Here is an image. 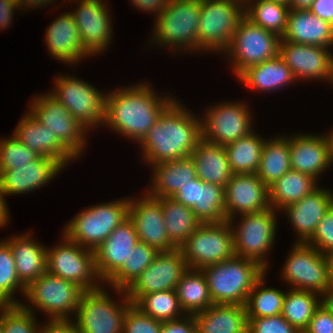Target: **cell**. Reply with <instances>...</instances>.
I'll list each match as a JSON object with an SVG mask.
<instances>
[{"instance_id": "6da1fadb", "label": "cell", "mask_w": 333, "mask_h": 333, "mask_svg": "<svg viewBox=\"0 0 333 333\" xmlns=\"http://www.w3.org/2000/svg\"><path fill=\"white\" fill-rule=\"evenodd\" d=\"M132 86L105 93L104 125L139 144L175 97L157 96L146 82Z\"/></svg>"}, {"instance_id": "7a4b0ae2", "label": "cell", "mask_w": 333, "mask_h": 333, "mask_svg": "<svg viewBox=\"0 0 333 333\" xmlns=\"http://www.w3.org/2000/svg\"><path fill=\"white\" fill-rule=\"evenodd\" d=\"M184 107L175 98L139 143L149 165L188 157L202 139L201 119Z\"/></svg>"}, {"instance_id": "3957f363", "label": "cell", "mask_w": 333, "mask_h": 333, "mask_svg": "<svg viewBox=\"0 0 333 333\" xmlns=\"http://www.w3.org/2000/svg\"><path fill=\"white\" fill-rule=\"evenodd\" d=\"M213 304L245 305L255 283L265 274L258 262L234 256L202 269Z\"/></svg>"}, {"instance_id": "277c9868", "label": "cell", "mask_w": 333, "mask_h": 333, "mask_svg": "<svg viewBox=\"0 0 333 333\" xmlns=\"http://www.w3.org/2000/svg\"><path fill=\"white\" fill-rule=\"evenodd\" d=\"M201 0H170L155 17L152 42L154 45L175 48L180 53L198 51V22ZM154 39V40H153Z\"/></svg>"}, {"instance_id": "5b68a950", "label": "cell", "mask_w": 333, "mask_h": 333, "mask_svg": "<svg viewBox=\"0 0 333 333\" xmlns=\"http://www.w3.org/2000/svg\"><path fill=\"white\" fill-rule=\"evenodd\" d=\"M129 198L88 207L75 215L63 233L80 246L95 250L128 217Z\"/></svg>"}, {"instance_id": "8992f818", "label": "cell", "mask_w": 333, "mask_h": 333, "mask_svg": "<svg viewBox=\"0 0 333 333\" xmlns=\"http://www.w3.org/2000/svg\"><path fill=\"white\" fill-rule=\"evenodd\" d=\"M85 291L77 284L45 272L25 290L24 297L28 305L20 303L26 310L33 313L35 308L49 316L50 320H70L72 312L77 313L81 295Z\"/></svg>"}, {"instance_id": "52a82bcc", "label": "cell", "mask_w": 333, "mask_h": 333, "mask_svg": "<svg viewBox=\"0 0 333 333\" xmlns=\"http://www.w3.org/2000/svg\"><path fill=\"white\" fill-rule=\"evenodd\" d=\"M106 291L102 286L96 290L85 291L81 295L74 317L81 333H122L125 315L133 304L126 290H113L122 295L120 304Z\"/></svg>"}, {"instance_id": "ba28073f", "label": "cell", "mask_w": 333, "mask_h": 333, "mask_svg": "<svg viewBox=\"0 0 333 333\" xmlns=\"http://www.w3.org/2000/svg\"><path fill=\"white\" fill-rule=\"evenodd\" d=\"M276 212L278 211L269 207L260 212L242 214L236 227L235 218L228 220L233 232L235 255L254 260L267 271L269 265L266 253L276 239Z\"/></svg>"}, {"instance_id": "9c48e42d", "label": "cell", "mask_w": 333, "mask_h": 333, "mask_svg": "<svg viewBox=\"0 0 333 333\" xmlns=\"http://www.w3.org/2000/svg\"><path fill=\"white\" fill-rule=\"evenodd\" d=\"M244 16V6L237 1L201 0L198 22L199 51L225 52Z\"/></svg>"}, {"instance_id": "30bf717a", "label": "cell", "mask_w": 333, "mask_h": 333, "mask_svg": "<svg viewBox=\"0 0 333 333\" xmlns=\"http://www.w3.org/2000/svg\"><path fill=\"white\" fill-rule=\"evenodd\" d=\"M61 239L62 243L46 249V271L79 285L84 291L102 287L104 283L96 271L94 251L80 246L64 233Z\"/></svg>"}, {"instance_id": "8fae6325", "label": "cell", "mask_w": 333, "mask_h": 333, "mask_svg": "<svg viewBox=\"0 0 333 333\" xmlns=\"http://www.w3.org/2000/svg\"><path fill=\"white\" fill-rule=\"evenodd\" d=\"M179 249L189 269L202 270L231 259L235 251L229 221L201 223Z\"/></svg>"}, {"instance_id": "7c38bea8", "label": "cell", "mask_w": 333, "mask_h": 333, "mask_svg": "<svg viewBox=\"0 0 333 333\" xmlns=\"http://www.w3.org/2000/svg\"><path fill=\"white\" fill-rule=\"evenodd\" d=\"M280 40L278 35L252 23L244 16L224 55L229 56L232 72L238 76L246 68L278 56Z\"/></svg>"}, {"instance_id": "4fadbf2b", "label": "cell", "mask_w": 333, "mask_h": 333, "mask_svg": "<svg viewBox=\"0 0 333 333\" xmlns=\"http://www.w3.org/2000/svg\"><path fill=\"white\" fill-rule=\"evenodd\" d=\"M52 95L87 129L98 128L105 120V97L100 90L84 80L72 76L55 77ZM101 124V125H100Z\"/></svg>"}, {"instance_id": "5bb4252c", "label": "cell", "mask_w": 333, "mask_h": 333, "mask_svg": "<svg viewBox=\"0 0 333 333\" xmlns=\"http://www.w3.org/2000/svg\"><path fill=\"white\" fill-rule=\"evenodd\" d=\"M281 273L291 289L324 293L332 284L327 256L315 247L294 243Z\"/></svg>"}, {"instance_id": "9a60e30c", "label": "cell", "mask_w": 333, "mask_h": 333, "mask_svg": "<svg viewBox=\"0 0 333 333\" xmlns=\"http://www.w3.org/2000/svg\"><path fill=\"white\" fill-rule=\"evenodd\" d=\"M30 109L28 111L31 115L40 124L48 127L76 159L82 155L88 129L74 118L62 103L49 93H40V96H35L30 102Z\"/></svg>"}, {"instance_id": "2e32d148", "label": "cell", "mask_w": 333, "mask_h": 333, "mask_svg": "<svg viewBox=\"0 0 333 333\" xmlns=\"http://www.w3.org/2000/svg\"><path fill=\"white\" fill-rule=\"evenodd\" d=\"M207 110L201 118L202 138L205 141L225 146L253 131V118L246 103L228 101Z\"/></svg>"}, {"instance_id": "e0dca14e", "label": "cell", "mask_w": 333, "mask_h": 333, "mask_svg": "<svg viewBox=\"0 0 333 333\" xmlns=\"http://www.w3.org/2000/svg\"><path fill=\"white\" fill-rule=\"evenodd\" d=\"M187 269L188 266L179 248L168 252H160L126 290L127 296L134 304L142 295L176 290L178 282Z\"/></svg>"}, {"instance_id": "ac0fdd59", "label": "cell", "mask_w": 333, "mask_h": 333, "mask_svg": "<svg viewBox=\"0 0 333 333\" xmlns=\"http://www.w3.org/2000/svg\"><path fill=\"white\" fill-rule=\"evenodd\" d=\"M72 1L80 4L71 13L78 27L82 47L90 56L103 53L108 49L113 34V24L107 4L104 0Z\"/></svg>"}, {"instance_id": "d6986e66", "label": "cell", "mask_w": 333, "mask_h": 333, "mask_svg": "<svg viewBox=\"0 0 333 333\" xmlns=\"http://www.w3.org/2000/svg\"><path fill=\"white\" fill-rule=\"evenodd\" d=\"M330 52V49L321 46L289 41H280L279 45V56L288 65L296 81L325 79L333 84V54Z\"/></svg>"}, {"instance_id": "ffe728a7", "label": "cell", "mask_w": 333, "mask_h": 333, "mask_svg": "<svg viewBox=\"0 0 333 333\" xmlns=\"http://www.w3.org/2000/svg\"><path fill=\"white\" fill-rule=\"evenodd\" d=\"M144 194L138 199L129 198L128 217L134 224L138 240L160 252L177 249L166 232L161 198Z\"/></svg>"}, {"instance_id": "44dd1931", "label": "cell", "mask_w": 333, "mask_h": 333, "mask_svg": "<svg viewBox=\"0 0 333 333\" xmlns=\"http://www.w3.org/2000/svg\"><path fill=\"white\" fill-rule=\"evenodd\" d=\"M224 192L226 220L271 207L268 187L256 173L233 174Z\"/></svg>"}, {"instance_id": "7402d4cb", "label": "cell", "mask_w": 333, "mask_h": 333, "mask_svg": "<svg viewBox=\"0 0 333 333\" xmlns=\"http://www.w3.org/2000/svg\"><path fill=\"white\" fill-rule=\"evenodd\" d=\"M291 169L310 175L318 180L332 161V147L328 133L313 135L297 134L288 137ZM328 167V168H327Z\"/></svg>"}, {"instance_id": "603a6c76", "label": "cell", "mask_w": 333, "mask_h": 333, "mask_svg": "<svg viewBox=\"0 0 333 333\" xmlns=\"http://www.w3.org/2000/svg\"><path fill=\"white\" fill-rule=\"evenodd\" d=\"M133 222L127 217L95 250L98 277L106 283L128 259L138 242Z\"/></svg>"}, {"instance_id": "cb8c5ba5", "label": "cell", "mask_w": 333, "mask_h": 333, "mask_svg": "<svg viewBox=\"0 0 333 333\" xmlns=\"http://www.w3.org/2000/svg\"><path fill=\"white\" fill-rule=\"evenodd\" d=\"M64 167L55 159L40 156L28 164L16 169L0 171V190L3 198L8 195L29 193L44 186L57 176Z\"/></svg>"}, {"instance_id": "d4e9b609", "label": "cell", "mask_w": 333, "mask_h": 333, "mask_svg": "<svg viewBox=\"0 0 333 333\" xmlns=\"http://www.w3.org/2000/svg\"><path fill=\"white\" fill-rule=\"evenodd\" d=\"M333 205V193L319 186L311 194L297 203L282 209L291 221L297 242L306 243L315 233L318 223L323 219L327 210Z\"/></svg>"}, {"instance_id": "484cf974", "label": "cell", "mask_w": 333, "mask_h": 333, "mask_svg": "<svg viewBox=\"0 0 333 333\" xmlns=\"http://www.w3.org/2000/svg\"><path fill=\"white\" fill-rule=\"evenodd\" d=\"M25 114L13 132L20 142L41 156L55 159L64 168L69 161H74L76 157L52 134L48 127L40 124L30 112Z\"/></svg>"}, {"instance_id": "4316f807", "label": "cell", "mask_w": 333, "mask_h": 333, "mask_svg": "<svg viewBox=\"0 0 333 333\" xmlns=\"http://www.w3.org/2000/svg\"><path fill=\"white\" fill-rule=\"evenodd\" d=\"M46 46L53 58L67 64H76L89 54L81 45L78 27L71 12L58 16L47 27Z\"/></svg>"}, {"instance_id": "83f0119b", "label": "cell", "mask_w": 333, "mask_h": 333, "mask_svg": "<svg viewBox=\"0 0 333 333\" xmlns=\"http://www.w3.org/2000/svg\"><path fill=\"white\" fill-rule=\"evenodd\" d=\"M280 41L330 48L333 25L309 10L289 9L286 31Z\"/></svg>"}, {"instance_id": "f1b7e54d", "label": "cell", "mask_w": 333, "mask_h": 333, "mask_svg": "<svg viewBox=\"0 0 333 333\" xmlns=\"http://www.w3.org/2000/svg\"><path fill=\"white\" fill-rule=\"evenodd\" d=\"M30 232L5 240L11 248L17 276L25 287L46 272L47 263V247L35 241Z\"/></svg>"}, {"instance_id": "f546056e", "label": "cell", "mask_w": 333, "mask_h": 333, "mask_svg": "<svg viewBox=\"0 0 333 333\" xmlns=\"http://www.w3.org/2000/svg\"><path fill=\"white\" fill-rule=\"evenodd\" d=\"M152 184L146 192L154 198L173 197L182 186L196 177L193 158L190 156L151 165Z\"/></svg>"}, {"instance_id": "4dcf8cb0", "label": "cell", "mask_w": 333, "mask_h": 333, "mask_svg": "<svg viewBox=\"0 0 333 333\" xmlns=\"http://www.w3.org/2000/svg\"><path fill=\"white\" fill-rule=\"evenodd\" d=\"M194 319L197 333H248L245 305L213 304Z\"/></svg>"}, {"instance_id": "1f68e13d", "label": "cell", "mask_w": 333, "mask_h": 333, "mask_svg": "<svg viewBox=\"0 0 333 333\" xmlns=\"http://www.w3.org/2000/svg\"><path fill=\"white\" fill-rule=\"evenodd\" d=\"M190 155L194 160L197 177L204 182L225 188L233 172L224 146L210 143L202 138Z\"/></svg>"}, {"instance_id": "d6a6232c", "label": "cell", "mask_w": 333, "mask_h": 333, "mask_svg": "<svg viewBox=\"0 0 333 333\" xmlns=\"http://www.w3.org/2000/svg\"><path fill=\"white\" fill-rule=\"evenodd\" d=\"M237 79L247 88L258 90L260 93L276 91L296 82L290 68L279 55L246 68Z\"/></svg>"}, {"instance_id": "836d02e7", "label": "cell", "mask_w": 333, "mask_h": 333, "mask_svg": "<svg viewBox=\"0 0 333 333\" xmlns=\"http://www.w3.org/2000/svg\"><path fill=\"white\" fill-rule=\"evenodd\" d=\"M317 188L315 178L291 169L268 187L270 206L281 212L283 208L297 203Z\"/></svg>"}, {"instance_id": "e575fe53", "label": "cell", "mask_w": 333, "mask_h": 333, "mask_svg": "<svg viewBox=\"0 0 333 333\" xmlns=\"http://www.w3.org/2000/svg\"><path fill=\"white\" fill-rule=\"evenodd\" d=\"M291 170L288 136H278L265 140L257 176L269 187Z\"/></svg>"}, {"instance_id": "d590c367", "label": "cell", "mask_w": 333, "mask_h": 333, "mask_svg": "<svg viewBox=\"0 0 333 333\" xmlns=\"http://www.w3.org/2000/svg\"><path fill=\"white\" fill-rule=\"evenodd\" d=\"M179 304L185 314H196L213 305L207 279L202 270L187 269L177 284Z\"/></svg>"}, {"instance_id": "8d00e7d4", "label": "cell", "mask_w": 333, "mask_h": 333, "mask_svg": "<svg viewBox=\"0 0 333 333\" xmlns=\"http://www.w3.org/2000/svg\"><path fill=\"white\" fill-rule=\"evenodd\" d=\"M161 207L167 235L170 241L180 248L201 222L191 208L172 197L161 198Z\"/></svg>"}, {"instance_id": "74e56055", "label": "cell", "mask_w": 333, "mask_h": 333, "mask_svg": "<svg viewBox=\"0 0 333 333\" xmlns=\"http://www.w3.org/2000/svg\"><path fill=\"white\" fill-rule=\"evenodd\" d=\"M265 139L252 131L247 136L225 145L233 174L256 173Z\"/></svg>"}, {"instance_id": "f35d334b", "label": "cell", "mask_w": 333, "mask_h": 333, "mask_svg": "<svg viewBox=\"0 0 333 333\" xmlns=\"http://www.w3.org/2000/svg\"><path fill=\"white\" fill-rule=\"evenodd\" d=\"M159 253L160 251L156 248L138 241L128 259L104 286L108 285L112 289L127 290Z\"/></svg>"}, {"instance_id": "ab89813d", "label": "cell", "mask_w": 333, "mask_h": 333, "mask_svg": "<svg viewBox=\"0 0 333 333\" xmlns=\"http://www.w3.org/2000/svg\"><path fill=\"white\" fill-rule=\"evenodd\" d=\"M288 13V5L269 0H250L244 6L246 18L280 38L286 31Z\"/></svg>"}, {"instance_id": "60d3db41", "label": "cell", "mask_w": 333, "mask_h": 333, "mask_svg": "<svg viewBox=\"0 0 333 333\" xmlns=\"http://www.w3.org/2000/svg\"><path fill=\"white\" fill-rule=\"evenodd\" d=\"M320 299V294L316 292L290 288L285 294L281 314L290 325L302 333L320 306Z\"/></svg>"}, {"instance_id": "b9f144b4", "label": "cell", "mask_w": 333, "mask_h": 333, "mask_svg": "<svg viewBox=\"0 0 333 333\" xmlns=\"http://www.w3.org/2000/svg\"><path fill=\"white\" fill-rule=\"evenodd\" d=\"M192 210L201 223H219L226 220L224 187L204 182L198 177L197 204Z\"/></svg>"}, {"instance_id": "7bdbcfd3", "label": "cell", "mask_w": 333, "mask_h": 333, "mask_svg": "<svg viewBox=\"0 0 333 333\" xmlns=\"http://www.w3.org/2000/svg\"><path fill=\"white\" fill-rule=\"evenodd\" d=\"M266 273L255 283L245 304L248 318L269 317L282 313L285 292L264 287Z\"/></svg>"}, {"instance_id": "ee69618b", "label": "cell", "mask_w": 333, "mask_h": 333, "mask_svg": "<svg viewBox=\"0 0 333 333\" xmlns=\"http://www.w3.org/2000/svg\"><path fill=\"white\" fill-rule=\"evenodd\" d=\"M133 305L142 313L160 321L178 319L184 316L181 314H185L179 304L176 290L142 295Z\"/></svg>"}, {"instance_id": "f6af8a7d", "label": "cell", "mask_w": 333, "mask_h": 333, "mask_svg": "<svg viewBox=\"0 0 333 333\" xmlns=\"http://www.w3.org/2000/svg\"><path fill=\"white\" fill-rule=\"evenodd\" d=\"M25 290L26 287L17 276L11 248L3 241L0 244V305H20L18 299L14 300V295L16 291L24 295Z\"/></svg>"}, {"instance_id": "bcb514c9", "label": "cell", "mask_w": 333, "mask_h": 333, "mask_svg": "<svg viewBox=\"0 0 333 333\" xmlns=\"http://www.w3.org/2000/svg\"><path fill=\"white\" fill-rule=\"evenodd\" d=\"M40 156L13 134L11 137L0 139V171L16 169L17 166L28 164Z\"/></svg>"}, {"instance_id": "7dc6e473", "label": "cell", "mask_w": 333, "mask_h": 333, "mask_svg": "<svg viewBox=\"0 0 333 333\" xmlns=\"http://www.w3.org/2000/svg\"><path fill=\"white\" fill-rule=\"evenodd\" d=\"M34 314L21 305H2L3 333H39Z\"/></svg>"}, {"instance_id": "c3c4849f", "label": "cell", "mask_w": 333, "mask_h": 333, "mask_svg": "<svg viewBox=\"0 0 333 333\" xmlns=\"http://www.w3.org/2000/svg\"><path fill=\"white\" fill-rule=\"evenodd\" d=\"M162 321L142 313L132 305L124 318L122 333H160Z\"/></svg>"}, {"instance_id": "681fc988", "label": "cell", "mask_w": 333, "mask_h": 333, "mask_svg": "<svg viewBox=\"0 0 333 333\" xmlns=\"http://www.w3.org/2000/svg\"><path fill=\"white\" fill-rule=\"evenodd\" d=\"M248 333H301L290 325L282 314L248 318Z\"/></svg>"}, {"instance_id": "f907efd6", "label": "cell", "mask_w": 333, "mask_h": 333, "mask_svg": "<svg viewBox=\"0 0 333 333\" xmlns=\"http://www.w3.org/2000/svg\"><path fill=\"white\" fill-rule=\"evenodd\" d=\"M306 243L324 255L333 250V205L327 210L318 223L315 233Z\"/></svg>"}, {"instance_id": "816d5d0a", "label": "cell", "mask_w": 333, "mask_h": 333, "mask_svg": "<svg viewBox=\"0 0 333 333\" xmlns=\"http://www.w3.org/2000/svg\"><path fill=\"white\" fill-rule=\"evenodd\" d=\"M302 333H333V313L320 305Z\"/></svg>"}, {"instance_id": "f5cc1de1", "label": "cell", "mask_w": 333, "mask_h": 333, "mask_svg": "<svg viewBox=\"0 0 333 333\" xmlns=\"http://www.w3.org/2000/svg\"><path fill=\"white\" fill-rule=\"evenodd\" d=\"M160 333H197L194 315L185 314L178 319L162 321Z\"/></svg>"}, {"instance_id": "db71d44e", "label": "cell", "mask_w": 333, "mask_h": 333, "mask_svg": "<svg viewBox=\"0 0 333 333\" xmlns=\"http://www.w3.org/2000/svg\"><path fill=\"white\" fill-rule=\"evenodd\" d=\"M197 194H198V177L196 176L186 185L182 186L181 189L172 197L179 203L193 208L197 204Z\"/></svg>"}, {"instance_id": "11a10c76", "label": "cell", "mask_w": 333, "mask_h": 333, "mask_svg": "<svg viewBox=\"0 0 333 333\" xmlns=\"http://www.w3.org/2000/svg\"><path fill=\"white\" fill-rule=\"evenodd\" d=\"M39 333H81L75 322L70 320H50L40 325Z\"/></svg>"}, {"instance_id": "9f6ffc18", "label": "cell", "mask_w": 333, "mask_h": 333, "mask_svg": "<svg viewBox=\"0 0 333 333\" xmlns=\"http://www.w3.org/2000/svg\"><path fill=\"white\" fill-rule=\"evenodd\" d=\"M309 11L333 25V0H315Z\"/></svg>"}, {"instance_id": "6f0895ef", "label": "cell", "mask_w": 333, "mask_h": 333, "mask_svg": "<svg viewBox=\"0 0 333 333\" xmlns=\"http://www.w3.org/2000/svg\"><path fill=\"white\" fill-rule=\"evenodd\" d=\"M15 9H20L16 0H0V29L10 26Z\"/></svg>"}, {"instance_id": "680465c9", "label": "cell", "mask_w": 333, "mask_h": 333, "mask_svg": "<svg viewBox=\"0 0 333 333\" xmlns=\"http://www.w3.org/2000/svg\"><path fill=\"white\" fill-rule=\"evenodd\" d=\"M170 0H131L133 6L143 11L157 13L156 17L166 8Z\"/></svg>"}, {"instance_id": "91938a15", "label": "cell", "mask_w": 333, "mask_h": 333, "mask_svg": "<svg viewBox=\"0 0 333 333\" xmlns=\"http://www.w3.org/2000/svg\"><path fill=\"white\" fill-rule=\"evenodd\" d=\"M55 0H16L17 4L19 5L20 10L25 8L28 10L29 8H34L36 7L41 8L44 5L52 4L51 2L54 3ZM24 6V7H23ZM28 8V9H27Z\"/></svg>"}, {"instance_id": "94428289", "label": "cell", "mask_w": 333, "mask_h": 333, "mask_svg": "<svg viewBox=\"0 0 333 333\" xmlns=\"http://www.w3.org/2000/svg\"><path fill=\"white\" fill-rule=\"evenodd\" d=\"M320 305L327 311L333 313V283L331 286L320 295Z\"/></svg>"}, {"instance_id": "6125c7cd", "label": "cell", "mask_w": 333, "mask_h": 333, "mask_svg": "<svg viewBox=\"0 0 333 333\" xmlns=\"http://www.w3.org/2000/svg\"><path fill=\"white\" fill-rule=\"evenodd\" d=\"M9 209L6 204L5 198L2 196V192L0 190V229L9 223Z\"/></svg>"}, {"instance_id": "be15d7a7", "label": "cell", "mask_w": 333, "mask_h": 333, "mask_svg": "<svg viewBox=\"0 0 333 333\" xmlns=\"http://www.w3.org/2000/svg\"><path fill=\"white\" fill-rule=\"evenodd\" d=\"M315 0H291L289 9L295 10H309Z\"/></svg>"}, {"instance_id": "e7e4bbea", "label": "cell", "mask_w": 333, "mask_h": 333, "mask_svg": "<svg viewBox=\"0 0 333 333\" xmlns=\"http://www.w3.org/2000/svg\"><path fill=\"white\" fill-rule=\"evenodd\" d=\"M326 256H327V260L329 263V273H330L331 281L333 283V250L330 251Z\"/></svg>"}, {"instance_id": "03108f58", "label": "cell", "mask_w": 333, "mask_h": 333, "mask_svg": "<svg viewBox=\"0 0 333 333\" xmlns=\"http://www.w3.org/2000/svg\"><path fill=\"white\" fill-rule=\"evenodd\" d=\"M333 130V129H332ZM330 141H331V147H332V161H333V131L330 132V134L328 133Z\"/></svg>"}, {"instance_id": "003e7915", "label": "cell", "mask_w": 333, "mask_h": 333, "mask_svg": "<svg viewBox=\"0 0 333 333\" xmlns=\"http://www.w3.org/2000/svg\"><path fill=\"white\" fill-rule=\"evenodd\" d=\"M0 333H3V325H2V305H0Z\"/></svg>"}, {"instance_id": "a7ac6f4b", "label": "cell", "mask_w": 333, "mask_h": 333, "mask_svg": "<svg viewBox=\"0 0 333 333\" xmlns=\"http://www.w3.org/2000/svg\"><path fill=\"white\" fill-rule=\"evenodd\" d=\"M269 1L283 3L289 6L291 0H269Z\"/></svg>"}, {"instance_id": "89a4df30", "label": "cell", "mask_w": 333, "mask_h": 333, "mask_svg": "<svg viewBox=\"0 0 333 333\" xmlns=\"http://www.w3.org/2000/svg\"><path fill=\"white\" fill-rule=\"evenodd\" d=\"M241 3L243 6H245L250 0H233Z\"/></svg>"}]
</instances>
